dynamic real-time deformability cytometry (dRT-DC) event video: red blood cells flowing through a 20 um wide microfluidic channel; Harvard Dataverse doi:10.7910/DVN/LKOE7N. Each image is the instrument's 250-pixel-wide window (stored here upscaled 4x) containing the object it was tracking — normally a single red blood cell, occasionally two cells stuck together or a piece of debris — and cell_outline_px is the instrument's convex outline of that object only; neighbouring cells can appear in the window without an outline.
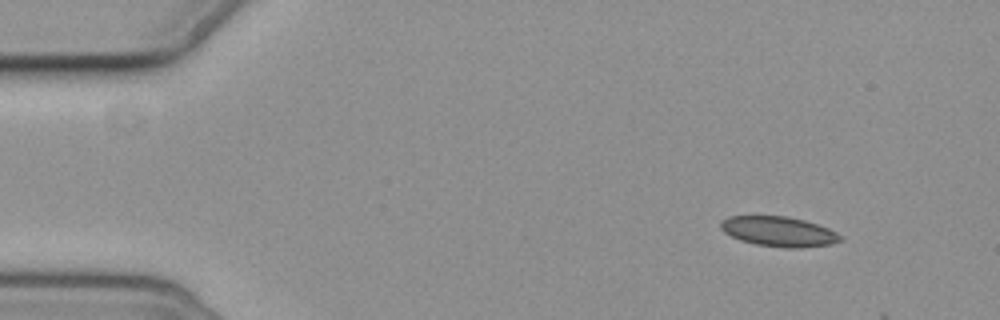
{"species": "common noctule bat (a hibernating species)", "species_latin": "Nyctalus noctula", "temperature_condition": "cold", "stored_images_in_passage": 6, "camera_frame_rate_fps": 3000, "um_per_image_px": 0.085, "animal": {"sex": "female", "body_mass_g": 19.3, "forearm_length_mm": 54.1}, "frame": {"image": 1, "passage_image": 1, "time_ms": 0.0, "image_size_px": [1000, 320], "cell_outline_px": [[844, 240], [832, 244], [800, 248], [784, 248], [756, 244], [740, 240], [724, 232], [720, 228], [720, 224], [728, 216], [788, 216], [804, 220], [828, 228], [836, 232]], "centroid_in_image_um": [66.21, 19.68], "position_along_channel_um": 18.8, "area_um2": 20.87}}
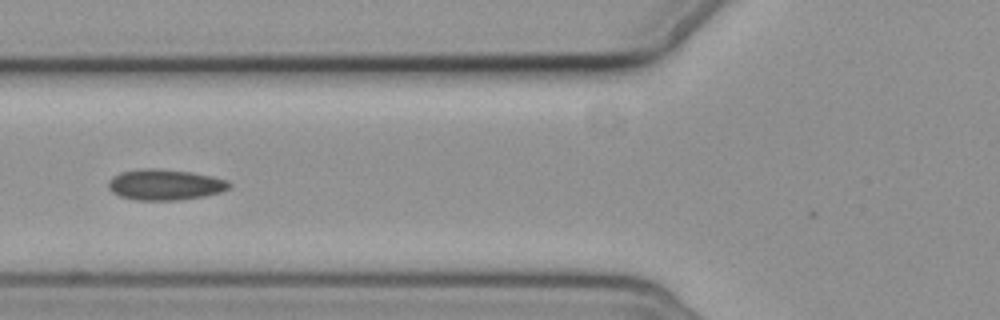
{"frame": {"image": 2, "passage_image": 5, "time_ms": 5.333, "image_size_px": [1000, 320], "cell_outline_px": [[232, 184], [228, 188], [220, 192], [204, 196], [180, 200], [136, 200], [120, 196], [112, 192], [108, 188], [108, 180], [112, 176], [120, 172], [140, 168], [156, 168], [192, 172], [212, 176], [228, 180]], "centroid_in_image_um": [14.0, 15.69], "position_along_channel_um": 111.8, "area_um2": 21.91}}